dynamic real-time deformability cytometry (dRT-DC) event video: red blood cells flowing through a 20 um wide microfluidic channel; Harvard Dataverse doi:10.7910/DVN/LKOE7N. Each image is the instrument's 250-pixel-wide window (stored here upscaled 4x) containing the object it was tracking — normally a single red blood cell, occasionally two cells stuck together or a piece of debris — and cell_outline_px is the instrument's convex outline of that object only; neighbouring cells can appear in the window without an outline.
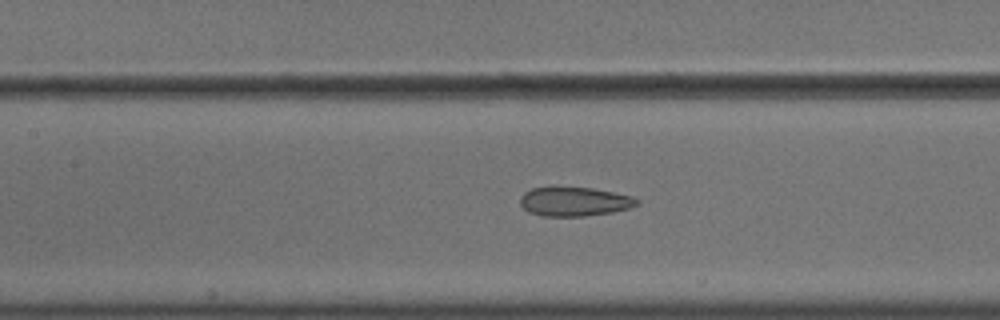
{"species": "common noctule bat (a hibernating species)", "species_latin": "Nyctalus noctula", "temperature_condition": "cold", "stored_images_in_passage": 18, "camera_frame_rate_fps": 3000, "um_per_image_px": 0.085, "animal": {"sex": "male", "body_mass_g": 18.8}, "frame": {"image": 1, "passage_image": 16, "time_ms": 5.0, "image_size_px": [1000, 320], "cell_outline_px": [[640, 204], [628, 208], [612, 212], [584, 216], [544, 216], [528, 212], [520, 204], [520, 196], [524, 192], [532, 188], [548, 184], [556, 184], [592, 188], [632, 196], [640, 200]], "centroid_in_image_um": [48.76, 17.08], "position_along_channel_um": 158.6, "area_um2": 20.58}}